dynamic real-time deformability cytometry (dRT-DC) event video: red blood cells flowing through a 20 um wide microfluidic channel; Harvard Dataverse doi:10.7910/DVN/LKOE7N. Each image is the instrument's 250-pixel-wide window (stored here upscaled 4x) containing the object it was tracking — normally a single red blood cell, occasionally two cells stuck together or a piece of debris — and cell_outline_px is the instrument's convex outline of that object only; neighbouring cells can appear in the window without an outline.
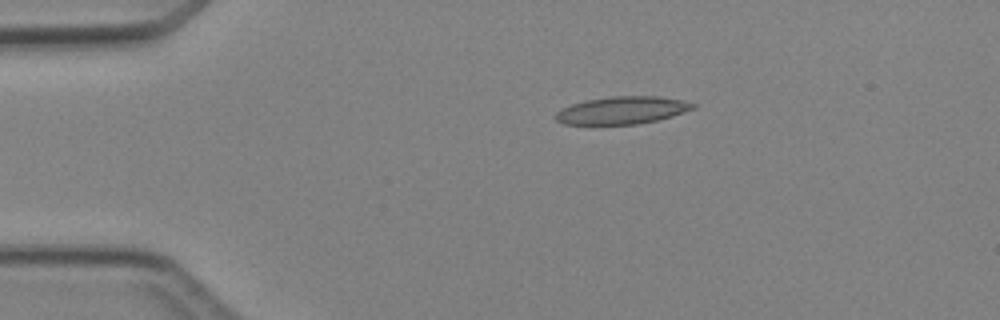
{"species": "Egyptian fruit bat (a non-hibernating species)", "species_latin": "Rousettus aegyptiacus", "temperature_condition": "cold", "stored_images_in_passage": 4, "camera_frame_rate_fps": 3000, "um_per_image_px": 0.085, "animal": {"sex": "female"}, "frame": {"image": 1, "passage_image": 4, "time_ms": 3.667, "image_size_px": [1000, 320], "cell_outline_px": [[696, 108], [672, 116], [656, 120], [636, 124], [564, 124], [556, 120], [556, 112], [572, 104], [584, 100], [608, 96], [656, 96], [680, 100], [696, 104]], "centroid_in_image_um": [52.88, 9.37], "position_along_channel_um": 32.1, "area_um2": 21.85}}